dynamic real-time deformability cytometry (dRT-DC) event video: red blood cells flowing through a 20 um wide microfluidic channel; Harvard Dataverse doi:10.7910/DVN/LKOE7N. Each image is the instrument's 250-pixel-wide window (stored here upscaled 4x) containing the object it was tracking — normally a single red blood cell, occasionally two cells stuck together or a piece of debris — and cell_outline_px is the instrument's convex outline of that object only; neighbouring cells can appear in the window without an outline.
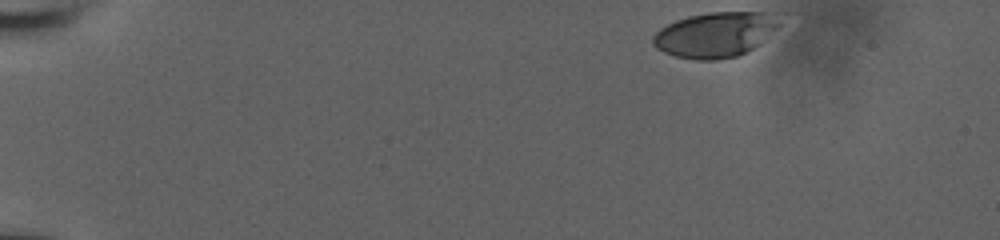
{"species": "human", "species_latin": "Homo sapiens", "temperature_condition": "room temperature", "stored_images_in_passage": 41, "camera_frame_rate_fps": 3000, "um_per_image_px": 0.085, "donor": {"sex": "male"}, "frame": {"image": 1, "passage_image": 1, "time_ms": 0.0, "image_size_px": [1000, 240], "cell_outline_px": [[792, 12], [760, 44], [736, 56], [716, 60], [696, 60], [676, 56], [664, 52], [656, 48], [652, 44], [652, 36], [660, 28], [676, 20], [688, 16], [708, 12]], "centroid_in_image_um": [60.9, 2.9], "position_along_channel_um": 24.1, "area_um2": 33.99}}
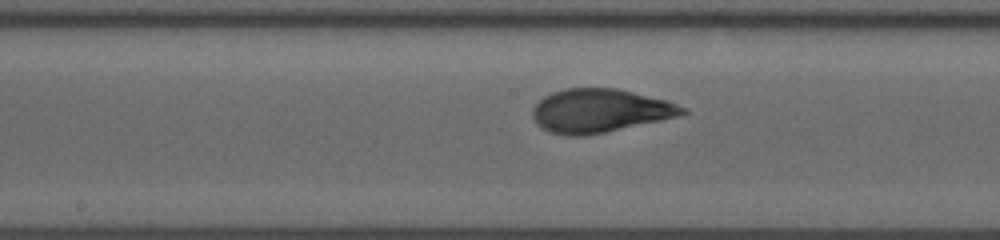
{"frame": {"image": 2, "passage_image": 24, "time_ms": 7.667, "image_size_px": [1000, 240], "cell_outline_px": [[688, 112], [676, 116], [660, 120], [604, 132], [584, 136], [568, 136], [548, 132], [536, 124], [532, 116], [532, 108], [544, 96], [552, 92], [568, 88], [616, 88], [668, 100], [688, 108]], "centroid_in_image_um": [50.96, 9.41], "position_along_channel_um": 197.2, "area_um2": 37.97}}
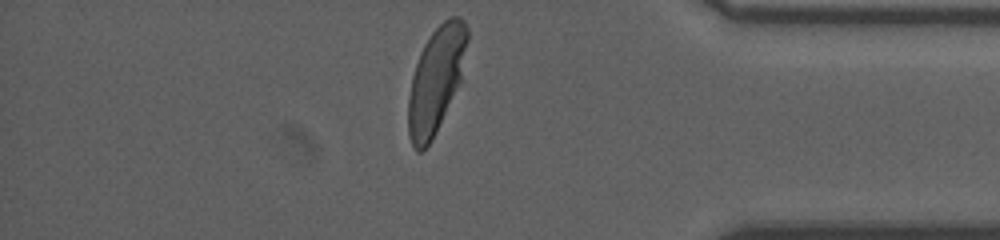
{"frame": {"image": 3, "passage_image": 41, "time_ms": 13.333, "image_size_px": [1000, 240], "cell_outline_px": [[468, 40], [460, 80], [432, 140], [420, 152], [416, 152], [408, 136], [408, 96], [412, 76], [420, 52], [424, 44], [432, 32], [444, 20], [452, 16], [460, 16], [464, 20], [468, 28]], "centroid_in_image_um": [37.04, 6.77], "position_along_channel_um": 398.2, "area_um2": 35.89}, "authors_computed_cell_mechanics": {"area_um2": 37.1076, "velocity_mm_per_s": 3.9131, "shape_relaxation_time_tau1_ms": 3.4901, "shape_relaxation_time_tau2_ms": null, "deformation_change_tau1": 0.1708, "deformation_change_tau2": null}}